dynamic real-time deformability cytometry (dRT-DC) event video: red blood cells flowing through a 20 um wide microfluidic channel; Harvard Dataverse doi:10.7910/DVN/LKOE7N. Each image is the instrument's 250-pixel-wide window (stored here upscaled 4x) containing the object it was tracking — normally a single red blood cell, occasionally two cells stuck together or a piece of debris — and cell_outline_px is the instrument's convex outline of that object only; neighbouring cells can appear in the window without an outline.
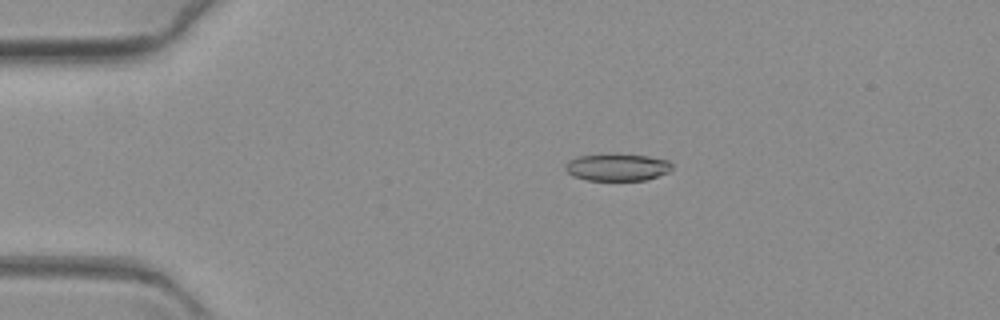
{"species": "common noctule bat (a hibernating species)", "species_latin": "Nyctalus noctula", "temperature_condition": "warm", "stored_images_in_passage": 63, "camera_frame_rate_fps": 3000, "um_per_image_px": 0.085, "animal": {"sex": "female", "body_mass_g": 19.3, "forearm_length_mm": 54.1}, "frame": {"image": 1, "passage_image": 13, "time_ms": 4.0, "image_size_px": [1000, 320], "cell_outline_px": [[672, 168], [668, 172], [644, 180], [588, 180], [572, 176], [564, 168], [564, 164], [568, 160], [580, 156], [612, 152], [616, 152], [648, 156], [668, 160], [672, 164]], "centroid_in_image_um": [52.43, 14.18], "position_along_channel_um": 32.6, "area_um2": 17.28}}
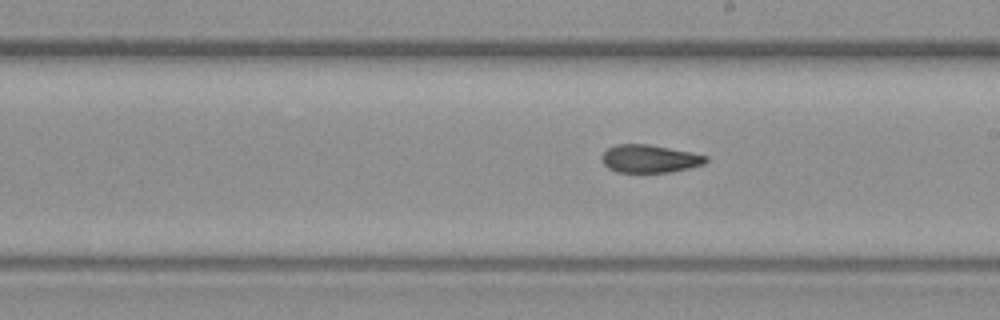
{"frame": {"image": 2, "passage_image": 36, "time_ms": 11.667, "image_size_px": [1000, 320], "cell_outline_px": [[708, 160], [704, 164], [672, 172], [616, 172], [608, 168], [600, 160], [600, 156], [608, 148], [616, 144], [648, 144], [692, 152], [708, 156]], "centroid_in_image_um": [55.2, 13.49], "position_along_channel_um": 233.8, "area_um2": 17.05}}
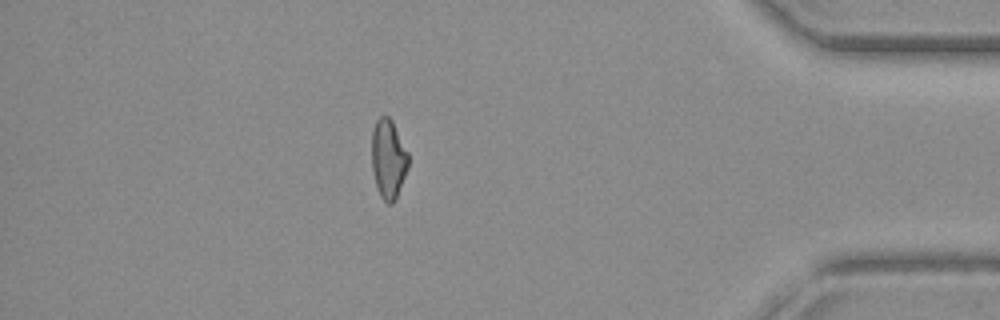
{"frame": {"image": 3, "passage_image": 55, "time_ms": 18.0, "image_size_px": [1000, 320], "cell_outline_px": [[408, 168], [396, 200], [392, 204], [388, 204], [380, 196], [376, 188], [372, 168], [372, 128], [376, 120], [380, 116], [388, 116], [392, 120], [408, 152]], "centroid_in_image_um": [33.0, 13.52], "position_along_channel_um": 402.2, "area_um2": 17.11}}